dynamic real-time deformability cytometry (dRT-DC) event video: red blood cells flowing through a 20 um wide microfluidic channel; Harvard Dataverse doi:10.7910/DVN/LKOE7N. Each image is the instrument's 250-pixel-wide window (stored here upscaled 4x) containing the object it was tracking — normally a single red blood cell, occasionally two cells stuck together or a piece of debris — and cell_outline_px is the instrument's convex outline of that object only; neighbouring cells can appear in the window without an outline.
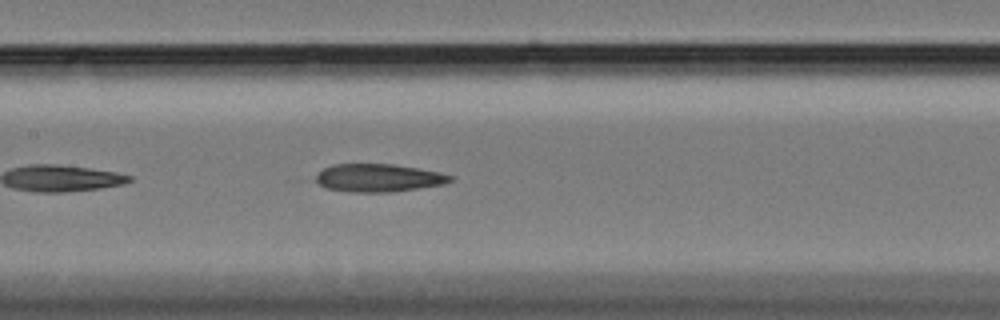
{"species": "Egyptian fruit bat (a non-hibernating species)", "species_latin": "Rousettus aegyptiacus", "temperature_condition": "cold", "stored_images_in_passage": 27, "camera_frame_rate_fps": 3000, "um_per_image_px": 0.085, "animal": {"sex": "female"}, "frame": {"image": 1, "passage_image": 12, "time_ms": 3.667, "image_size_px": [1000, 320], "cell_outline_px": [[456, 180], [444, 184], [392, 192], [352, 192], [328, 188], [320, 184], [316, 180], [316, 176], [324, 168], [332, 164], [392, 164], [440, 172], [456, 176]], "centroid_in_image_um": [32.24, 15.12], "position_along_channel_um": 175.2, "area_um2": 21.85}}